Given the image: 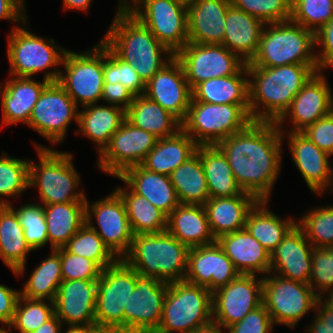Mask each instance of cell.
Returning a JSON list of instances; mask_svg holds the SVG:
<instances>
[{
	"label": "cell",
	"instance_id": "obj_1",
	"mask_svg": "<svg viewBox=\"0 0 333 333\" xmlns=\"http://www.w3.org/2000/svg\"><path fill=\"white\" fill-rule=\"evenodd\" d=\"M284 140L275 122L252 121L216 146L225 155L241 189L258 200L269 201L281 171Z\"/></svg>",
	"mask_w": 333,
	"mask_h": 333
},
{
	"label": "cell",
	"instance_id": "obj_2",
	"mask_svg": "<svg viewBox=\"0 0 333 333\" xmlns=\"http://www.w3.org/2000/svg\"><path fill=\"white\" fill-rule=\"evenodd\" d=\"M247 68L250 117L252 121L263 122H276L303 86L319 72L318 65L305 64Z\"/></svg>",
	"mask_w": 333,
	"mask_h": 333
},
{
	"label": "cell",
	"instance_id": "obj_3",
	"mask_svg": "<svg viewBox=\"0 0 333 333\" xmlns=\"http://www.w3.org/2000/svg\"><path fill=\"white\" fill-rule=\"evenodd\" d=\"M101 39L119 59L134 66L145 84L174 56L126 9L116 10Z\"/></svg>",
	"mask_w": 333,
	"mask_h": 333
},
{
	"label": "cell",
	"instance_id": "obj_4",
	"mask_svg": "<svg viewBox=\"0 0 333 333\" xmlns=\"http://www.w3.org/2000/svg\"><path fill=\"white\" fill-rule=\"evenodd\" d=\"M188 251L187 245L167 231L136 234L122 259L142 277L172 283L185 279Z\"/></svg>",
	"mask_w": 333,
	"mask_h": 333
},
{
	"label": "cell",
	"instance_id": "obj_5",
	"mask_svg": "<svg viewBox=\"0 0 333 333\" xmlns=\"http://www.w3.org/2000/svg\"><path fill=\"white\" fill-rule=\"evenodd\" d=\"M34 146L39 162L30 159L29 188L38 189L41 205L85 202L84 190L78 189L80 177L72 162V154L35 142Z\"/></svg>",
	"mask_w": 333,
	"mask_h": 333
},
{
	"label": "cell",
	"instance_id": "obj_6",
	"mask_svg": "<svg viewBox=\"0 0 333 333\" xmlns=\"http://www.w3.org/2000/svg\"><path fill=\"white\" fill-rule=\"evenodd\" d=\"M315 33L294 22L267 23L259 48L247 67L317 65Z\"/></svg>",
	"mask_w": 333,
	"mask_h": 333
},
{
	"label": "cell",
	"instance_id": "obj_7",
	"mask_svg": "<svg viewBox=\"0 0 333 333\" xmlns=\"http://www.w3.org/2000/svg\"><path fill=\"white\" fill-rule=\"evenodd\" d=\"M26 22L27 20L22 24L23 27L14 25L7 36L6 54L10 65L9 75L33 78V75L45 70L43 78L50 82H57L61 72L58 66L62 65L68 49L56 45L54 39L47 40L29 32V29H25ZM49 68L52 71H49Z\"/></svg>",
	"mask_w": 333,
	"mask_h": 333
},
{
	"label": "cell",
	"instance_id": "obj_8",
	"mask_svg": "<svg viewBox=\"0 0 333 333\" xmlns=\"http://www.w3.org/2000/svg\"><path fill=\"white\" fill-rule=\"evenodd\" d=\"M212 322V293L181 280L168 284L160 326L154 333H192Z\"/></svg>",
	"mask_w": 333,
	"mask_h": 333
},
{
	"label": "cell",
	"instance_id": "obj_9",
	"mask_svg": "<svg viewBox=\"0 0 333 333\" xmlns=\"http://www.w3.org/2000/svg\"><path fill=\"white\" fill-rule=\"evenodd\" d=\"M251 122L250 115L240 105L191 101L182 129L198 145H216Z\"/></svg>",
	"mask_w": 333,
	"mask_h": 333
},
{
	"label": "cell",
	"instance_id": "obj_10",
	"mask_svg": "<svg viewBox=\"0 0 333 333\" xmlns=\"http://www.w3.org/2000/svg\"><path fill=\"white\" fill-rule=\"evenodd\" d=\"M58 83L79 107L101 101L103 76V42L98 41L90 50L74 52L67 50ZM65 73V74H64Z\"/></svg>",
	"mask_w": 333,
	"mask_h": 333
},
{
	"label": "cell",
	"instance_id": "obj_11",
	"mask_svg": "<svg viewBox=\"0 0 333 333\" xmlns=\"http://www.w3.org/2000/svg\"><path fill=\"white\" fill-rule=\"evenodd\" d=\"M263 305L277 324L295 328L310 311L315 310L319 297L310 284L288 280L274 273L263 276Z\"/></svg>",
	"mask_w": 333,
	"mask_h": 333
},
{
	"label": "cell",
	"instance_id": "obj_12",
	"mask_svg": "<svg viewBox=\"0 0 333 333\" xmlns=\"http://www.w3.org/2000/svg\"><path fill=\"white\" fill-rule=\"evenodd\" d=\"M127 10L174 56L188 43L185 3L179 0H136Z\"/></svg>",
	"mask_w": 333,
	"mask_h": 333
},
{
	"label": "cell",
	"instance_id": "obj_13",
	"mask_svg": "<svg viewBox=\"0 0 333 333\" xmlns=\"http://www.w3.org/2000/svg\"><path fill=\"white\" fill-rule=\"evenodd\" d=\"M138 276V272L123 259L102 270L96 280V325L115 327L124 332V309L136 287Z\"/></svg>",
	"mask_w": 333,
	"mask_h": 333
},
{
	"label": "cell",
	"instance_id": "obj_14",
	"mask_svg": "<svg viewBox=\"0 0 333 333\" xmlns=\"http://www.w3.org/2000/svg\"><path fill=\"white\" fill-rule=\"evenodd\" d=\"M79 108L58 82H50L33 107L27 126L57 145L64 141L72 120L78 125Z\"/></svg>",
	"mask_w": 333,
	"mask_h": 333
},
{
	"label": "cell",
	"instance_id": "obj_15",
	"mask_svg": "<svg viewBox=\"0 0 333 333\" xmlns=\"http://www.w3.org/2000/svg\"><path fill=\"white\" fill-rule=\"evenodd\" d=\"M85 217L86 223L96 231L118 259H122L129 252L133 232L123 199L115 190L92 203L86 198ZM92 217L96 219L98 227L93 224Z\"/></svg>",
	"mask_w": 333,
	"mask_h": 333
},
{
	"label": "cell",
	"instance_id": "obj_16",
	"mask_svg": "<svg viewBox=\"0 0 333 333\" xmlns=\"http://www.w3.org/2000/svg\"><path fill=\"white\" fill-rule=\"evenodd\" d=\"M263 276L239 274L233 281L212 293L213 323L224 329L241 321L263 304ZM226 329V330H225Z\"/></svg>",
	"mask_w": 333,
	"mask_h": 333
},
{
	"label": "cell",
	"instance_id": "obj_17",
	"mask_svg": "<svg viewBox=\"0 0 333 333\" xmlns=\"http://www.w3.org/2000/svg\"><path fill=\"white\" fill-rule=\"evenodd\" d=\"M175 57L192 90L203 81L235 75L246 63L222 44L188 42Z\"/></svg>",
	"mask_w": 333,
	"mask_h": 333
},
{
	"label": "cell",
	"instance_id": "obj_18",
	"mask_svg": "<svg viewBox=\"0 0 333 333\" xmlns=\"http://www.w3.org/2000/svg\"><path fill=\"white\" fill-rule=\"evenodd\" d=\"M157 140L153 134L135 127L125 119L98 155L96 165L104 173L117 177L125 169L141 165Z\"/></svg>",
	"mask_w": 333,
	"mask_h": 333
},
{
	"label": "cell",
	"instance_id": "obj_19",
	"mask_svg": "<svg viewBox=\"0 0 333 333\" xmlns=\"http://www.w3.org/2000/svg\"><path fill=\"white\" fill-rule=\"evenodd\" d=\"M168 284L155 278L137 277L124 309V333H154L158 329Z\"/></svg>",
	"mask_w": 333,
	"mask_h": 333
},
{
	"label": "cell",
	"instance_id": "obj_20",
	"mask_svg": "<svg viewBox=\"0 0 333 333\" xmlns=\"http://www.w3.org/2000/svg\"><path fill=\"white\" fill-rule=\"evenodd\" d=\"M333 111V93L322 71L316 72L294 97L285 113L275 122L281 132H302ZM290 130L284 131L287 120Z\"/></svg>",
	"mask_w": 333,
	"mask_h": 333
},
{
	"label": "cell",
	"instance_id": "obj_21",
	"mask_svg": "<svg viewBox=\"0 0 333 333\" xmlns=\"http://www.w3.org/2000/svg\"><path fill=\"white\" fill-rule=\"evenodd\" d=\"M144 95L181 122L187 116L192 90L180 61L173 56L146 84Z\"/></svg>",
	"mask_w": 333,
	"mask_h": 333
},
{
	"label": "cell",
	"instance_id": "obj_22",
	"mask_svg": "<svg viewBox=\"0 0 333 333\" xmlns=\"http://www.w3.org/2000/svg\"><path fill=\"white\" fill-rule=\"evenodd\" d=\"M286 134L281 132L283 139L287 137L292 161L310 192L318 196L326 190L332 191L333 168L329 163L331 155L318 148L302 132H286Z\"/></svg>",
	"mask_w": 333,
	"mask_h": 333
},
{
	"label": "cell",
	"instance_id": "obj_23",
	"mask_svg": "<svg viewBox=\"0 0 333 333\" xmlns=\"http://www.w3.org/2000/svg\"><path fill=\"white\" fill-rule=\"evenodd\" d=\"M239 274L217 241L189 248L185 281L204 286L213 293Z\"/></svg>",
	"mask_w": 333,
	"mask_h": 333
},
{
	"label": "cell",
	"instance_id": "obj_24",
	"mask_svg": "<svg viewBox=\"0 0 333 333\" xmlns=\"http://www.w3.org/2000/svg\"><path fill=\"white\" fill-rule=\"evenodd\" d=\"M96 280H63L54 300L55 315L68 328L95 326Z\"/></svg>",
	"mask_w": 333,
	"mask_h": 333
},
{
	"label": "cell",
	"instance_id": "obj_25",
	"mask_svg": "<svg viewBox=\"0 0 333 333\" xmlns=\"http://www.w3.org/2000/svg\"><path fill=\"white\" fill-rule=\"evenodd\" d=\"M313 249L303 230L295 224L270 253V273L309 284Z\"/></svg>",
	"mask_w": 333,
	"mask_h": 333
},
{
	"label": "cell",
	"instance_id": "obj_26",
	"mask_svg": "<svg viewBox=\"0 0 333 333\" xmlns=\"http://www.w3.org/2000/svg\"><path fill=\"white\" fill-rule=\"evenodd\" d=\"M50 83L47 79L40 82L30 77L11 76L0 84L2 107V126L28 124L33 107L39 100L44 88Z\"/></svg>",
	"mask_w": 333,
	"mask_h": 333
},
{
	"label": "cell",
	"instance_id": "obj_27",
	"mask_svg": "<svg viewBox=\"0 0 333 333\" xmlns=\"http://www.w3.org/2000/svg\"><path fill=\"white\" fill-rule=\"evenodd\" d=\"M231 0H196L187 5L188 42L222 44Z\"/></svg>",
	"mask_w": 333,
	"mask_h": 333
},
{
	"label": "cell",
	"instance_id": "obj_28",
	"mask_svg": "<svg viewBox=\"0 0 333 333\" xmlns=\"http://www.w3.org/2000/svg\"><path fill=\"white\" fill-rule=\"evenodd\" d=\"M216 241L240 274L266 276L270 272V253L246 228L224 234Z\"/></svg>",
	"mask_w": 333,
	"mask_h": 333
},
{
	"label": "cell",
	"instance_id": "obj_29",
	"mask_svg": "<svg viewBox=\"0 0 333 333\" xmlns=\"http://www.w3.org/2000/svg\"><path fill=\"white\" fill-rule=\"evenodd\" d=\"M117 178L167 216L180 204L170 176L135 165L125 169Z\"/></svg>",
	"mask_w": 333,
	"mask_h": 333
},
{
	"label": "cell",
	"instance_id": "obj_30",
	"mask_svg": "<svg viewBox=\"0 0 333 333\" xmlns=\"http://www.w3.org/2000/svg\"><path fill=\"white\" fill-rule=\"evenodd\" d=\"M265 23L231 5L225 18L222 45L246 64L255 57Z\"/></svg>",
	"mask_w": 333,
	"mask_h": 333
},
{
	"label": "cell",
	"instance_id": "obj_31",
	"mask_svg": "<svg viewBox=\"0 0 333 333\" xmlns=\"http://www.w3.org/2000/svg\"><path fill=\"white\" fill-rule=\"evenodd\" d=\"M258 201L245 191L233 197L209 198L204 208L215 239L245 228L248 212Z\"/></svg>",
	"mask_w": 333,
	"mask_h": 333
},
{
	"label": "cell",
	"instance_id": "obj_32",
	"mask_svg": "<svg viewBox=\"0 0 333 333\" xmlns=\"http://www.w3.org/2000/svg\"><path fill=\"white\" fill-rule=\"evenodd\" d=\"M191 101L236 104L250 115L247 65L245 64L235 75L209 79L196 85L192 89Z\"/></svg>",
	"mask_w": 333,
	"mask_h": 333
},
{
	"label": "cell",
	"instance_id": "obj_33",
	"mask_svg": "<svg viewBox=\"0 0 333 333\" xmlns=\"http://www.w3.org/2000/svg\"><path fill=\"white\" fill-rule=\"evenodd\" d=\"M166 231L189 248L216 242L204 205L179 204L167 216Z\"/></svg>",
	"mask_w": 333,
	"mask_h": 333
},
{
	"label": "cell",
	"instance_id": "obj_34",
	"mask_svg": "<svg viewBox=\"0 0 333 333\" xmlns=\"http://www.w3.org/2000/svg\"><path fill=\"white\" fill-rule=\"evenodd\" d=\"M97 104L87 105L79 110V129L75 130V134L82 133L94 142L99 155L125 120L126 110L115 105Z\"/></svg>",
	"mask_w": 333,
	"mask_h": 333
},
{
	"label": "cell",
	"instance_id": "obj_35",
	"mask_svg": "<svg viewBox=\"0 0 333 333\" xmlns=\"http://www.w3.org/2000/svg\"><path fill=\"white\" fill-rule=\"evenodd\" d=\"M31 251L16 212L9 205H0V258L15 276L24 275Z\"/></svg>",
	"mask_w": 333,
	"mask_h": 333
},
{
	"label": "cell",
	"instance_id": "obj_36",
	"mask_svg": "<svg viewBox=\"0 0 333 333\" xmlns=\"http://www.w3.org/2000/svg\"><path fill=\"white\" fill-rule=\"evenodd\" d=\"M198 146L181 129L173 136L158 139L141 165L149 171L170 176L175 169L196 153Z\"/></svg>",
	"mask_w": 333,
	"mask_h": 333
},
{
	"label": "cell",
	"instance_id": "obj_37",
	"mask_svg": "<svg viewBox=\"0 0 333 333\" xmlns=\"http://www.w3.org/2000/svg\"><path fill=\"white\" fill-rule=\"evenodd\" d=\"M125 119L158 139L173 136L182 129V122L176 116L145 95L135 96L126 109Z\"/></svg>",
	"mask_w": 333,
	"mask_h": 333
},
{
	"label": "cell",
	"instance_id": "obj_38",
	"mask_svg": "<svg viewBox=\"0 0 333 333\" xmlns=\"http://www.w3.org/2000/svg\"><path fill=\"white\" fill-rule=\"evenodd\" d=\"M51 250L64 247L86 223L85 202L42 205Z\"/></svg>",
	"mask_w": 333,
	"mask_h": 333
},
{
	"label": "cell",
	"instance_id": "obj_39",
	"mask_svg": "<svg viewBox=\"0 0 333 333\" xmlns=\"http://www.w3.org/2000/svg\"><path fill=\"white\" fill-rule=\"evenodd\" d=\"M196 153L204 168L210 198L233 197L243 192L225 155L216 145H199Z\"/></svg>",
	"mask_w": 333,
	"mask_h": 333
},
{
	"label": "cell",
	"instance_id": "obj_40",
	"mask_svg": "<svg viewBox=\"0 0 333 333\" xmlns=\"http://www.w3.org/2000/svg\"><path fill=\"white\" fill-rule=\"evenodd\" d=\"M267 200H259L248 212L245 228L269 252L282 242L283 237L296 224L290 216L281 219L267 207Z\"/></svg>",
	"mask_w": 333,
	"mask_h": 333
},
{
	"label": "cell",
	"instance_id": "obj_41",
	"mask_svg": "<svg viewBox=\"0 0 333 333\" xmlns=\"http://www.w3.org/2000/svg\"><path fill=\"white\" fill-rule=\"evenodd\" d=\"M180 204L204 205L210 198L204 168L195 153L170 174Z\"/></svg>",
	"mask_w": 333,
	"mask_h": 333
},
{
	"label": "cell",
	"instance_id": "obj_42",
	"mask_svg": "<svg viewBox=\"0 0 333 333\" xmlns=\"http://www.w3.org/2000/svg\"><path fill=\"white\" fill-rule=\"evenodd\" d=\"M114 189L123 199L133 235L166 231L167 215L127 185Z\"/></svg>",
	"mask_w": 333,
	"mask_h": 333
},
{
	"label": "cell",
	"instance_id": "obj_43",
	"mask_svg": "<svg viewBox=\"0 0 333 333\" xmlns=\"http://www.w3.org/2000/svg\"><path fill=\"white\" fill-rule=\"evenodd\" d=\"M49 257L35 267L23 285L20 296L28 299L54 302L59 285L63 281L60 248L50 251Z\"/></svg>",
	"mask_w": 333,
	"mask_h": 333
},
{
	"label": "cell",
	"instance_id": "obj_44",
	"mask_svg": "<svg viewBox=\"0 0 333 333\" xmlns=\"http://www.w3.org/2000/svg\"><path fill=\"white\" fill-rule=\"evenodd\" d=\"M64 248L71 254L95 261L102 269L113 265L118 260L87 223L78 230Z\"/></svg>",
	"mask_w": 333,
	"mask_h": 333
},
{
	"label": "cell",
	"instance_id": "obj_45",
	"mask_svg": "<svg viewBox=\"0 0 333 333\" xmlns=\"http://www.w3.org/2000/svg\"><path fill=\"white\" fill-rule=\"evenodd\" d=\"M0 155V205H9L6 197L21 196L29 188V159H19L8 156L6 152ZM15 196V197H14ZM4 198V199H3Z\"/></svg>",
	"mask_w": 333,
	"mask_h": 333
},
{
	"label": "cell",
	"instance_id": "obj_46",
	"mask_svg": "<svg viewBox=\"0 0 333 333\" xmlns=\"http://www.w3.org/2000/svg\"><path fill=\"white\" fill-rule=\"evenodd\" d=\"M298 219L296 224L313 247H333V205L312 208Z\"/></svg>",
	"mask_w": 333,
	"mask_h": 333
},
{
	"label": "cell",
	"instance_id": "obj_47",
	"mask_svg": "<svg viewBox=\"0 0 333 333\" xmlns=\"http://www.w3.org/2000/svg\"><path fill=\"white\" fill-rule=\"evenodd\" d=\"M54 314V302L28 299L20 296L12 322L8 327L10 330L14 329L20 333H31L43 325Z\"/></svg>",
	"mask_w": 333,
	"mask_h": 333
},
{
	"label": "cell",
	"instance_id": "obj_48",
	"mask_svg": "<svg viewBox=\"0 0 333 333\" xmlns=\"http://www.w3.org/2000/svg\"><path fill=\"white\" fill-rule=\"evenodd\" d=\"M103 76L104 84L121 83L134 96L144 95L145 83L136 73L134 66L119 59L104 43Z\"/></svg>",
	"mask_w": 333,
	"mask_h": 333
},
{
	"label": "cell",
	"instance_id": "obj_49",
	"mask_svg": "<svg viewBox=\"0 0 333 333\" xmlns=\"http://www.w3.org/2000/svg\"><path fill=\"white\" fill-rule=\"evenodd\" d=\"M291 21L316 33L333 17V0H291Z\"/></svg>",
	"mask_w": 333,
	"mask_h": 333
},
{
	"label": "cell",
	"instance_id": "obj_50",
	"mask_svg": "<svg viewBox=\"0 0 333 333\" xmlns=\"http://www.w3.org/2000/svg\"><path fill=\"white\" fill-rule=\"evenodd\" d=\"M9 204L16 212L20 224L24 230L26 243L34 251L47 245V225L42 205L37 203H27L21 205L18 209Z\"/></svg>",
	"mask_w": 333,
	"mask_h": 333
},
{
	"label": "cell",
	"instance_id": "obj_51",
	"mask_svg": "<svg viewBox=\"0 0 333 333\" xmlns=\"http://www.w3.org/2000/svg\"><path fill=\"white\" fill-rule=\"evenodd\" d=\"M231 4L265 24L291 19V0H231Z\"/></svg>",
	"mask_w": 333,
	"mask_h": 333
},
{
	"label": "cell",
	"instance_id": "obj_52",
	"mask_svg": "<svg viewBox=\"0 0 333 333\" xmlns=\"http://www.w3.org/2000/svg\"><path fill=\"white\" fill-rule=\"evenodd\" d=\"M309 284L318 297L333 289V247H314Z\"/></svg>",
	"mask_w": 333,
	"mask_h": 333
},
{
	"label": "cell",
	"instance_id": "obj_53",
	"mask_svg": "<svg viewBox=\"0 0 333 333\" xmlns=\"http://www.w3.org/2000/svg\"><path fill=\"white\" fill-rule=\"evenodd\" d=\"M61 271L63 280H97L102 268L93 260L69 253L60 248Z\"/></svg>",
	"mask_w": 333,
	"mask_h": 333
},
{
	"label": "cell",
	"instance_id": "obj_54",
	"mask_svg": "<svg viewBox=\"0 0 333 333\" xmlns=\"http://www.w3.org/2000/svg\"><path fill=\"white\" fill-rule=\"evenodd\" d=\"M274 324L267 309L262 304L249 312L241 321L227 328L228 333H271Z\"/></svg>",
	"mask_w": 333,
	"mask_h": 333
},
{
	"label": "cell",
	"instance_id": "obj_55",
	"mask_svg": "<svg viewBox=\"0 0 333 333\" xmlns=\"http://www.w3.org/2000/svg\"><path fill=\"white\" fill-rule=\"evenodd\" d=\"M318 148L333 156V111L302 131Z\"/></svg>",
	"mask_w": 333,
	"mask_h": 333
},
{
	"label": "cell",
	"instance_id": "obj_56",
	"mask_svg": "<svg viewBox=\"0 0 333 333\" xmlns=\"http://www.w3.org/2000/svg\"><path fill=\"white\" fill-rule=\"evenodd\" d=\"M315 43L321 45L320 53L315 51L319 71H326V68L333 67V17L315 33Z\"/></svg>",
	"mask_w": 333,
	"mask_h": 333
},
{
	"label": "cell",
	"instance_id": "obj_57",
	"mask_svg": "<svg viewBox=\"0 0 333 333\" xmlns=\"http://www.w3.org/2000/svg\"><path fill=\"white\" fill-rule=\"evenodd\" d=\"M135 96L121 83L103 84L101 100L109 105H115L126 110Z\"/></svg>",
	"mask_w": 333,
	"mask_h": 333
},
{
	"label": "cell",
	"instance_id": "obj_58",
	"mask_svg": "<svg viewBox=\"0 0 333 333\" xmlns=\"http://www.w3.org/2000/svg\"><path fill=\"white\" fill-rule=\"evenodd\" d=\"M20 291L0 284V324L9 326L12 322Z\"/></svg>",
	"mask_w": 333,
	"mask_h": 333
},
{
	"label": "cell",
	"instance_id": "obj_59",
	"mask_svg": "<svg viewBox=\"0 0 333 333\" xmlns=\"http://www.w3.org/2000/svg\"><path fill=\"white\" fill-rule=\"evenodd\" d=\"M315 311L314 320L305 331L307 333H333V311L328 309L320 299L316 302Z\"/></svg>",
	"mask_w": 333,
	"mask_h": 333
},
{
	"label": "cell",
	"instance_id": "obj_60",
	"mask_svg": "<svg viewBox=\"0 0 333 333\" xmlns=\"http://www.w3.org/2000/svg\"><path fill=\"white\" fill-rule=\"evenodd\" d=\"M24 0H0V20L23 24L27 20Z\"/></svg>",
	"mask_w": 333,
	"mask_h": 333
},
{
	"label": "cell",
	"instance_id": "obj_61",
	"mask_svg": "<svg viewBox=\"0 0 333 333\" xmlns=\"http://www.w3.org/2000/svg\"><path fill=\"white\" fill-rule=\"evenodd\" d=\"M61 320L54 314L43 325L31 333H63L64 329ZM62 328V329H61Z\"/></svg>",
	"mask_w": 333,
	"mask_h": 333
},
{
	"label": "cell",
	"instance_id": "obj_62",
	"mask_svg": "<svg viewBox=\"0 0 333 333\" xmlns=\"http://www.w3.org/2000/svg\"><path fill=\"white\" fill-rule=\"evenodd\" d=\"M93 0H63L64 10L87 12Z\"/></svg>",
	"mask_w": 333,
	"mask_h": 333
},
{
	"label": "cell",
	"instance_id": "obj_63",
	"mask_svg": "<svg viewBox=\"0 0 333 333\" xmlns=\"http://www.w3.org/2000/svg\"><path fill=\"white\" fill-rule=\"evenodd\" d=\"M88 333H124V332L115 327L95 325L88 327Z\"/></svg>",
	"mask_w": 333,
	"mask_h": 333
},
{
	"label": "cell",
	"instance_id": "obj_64",
	"mask_svg": "<svg viewBox=\"0 0 333 333\" xmlns=\"http://www.w3.org/2000/svg\"><path fill=\"white\" fill-rule=\"evenodd\" d=\"M221 328H222L221 326L212 322L211 324H209L205 327H201L192 333H223ZM225 333H228V330Z\"/></svg>",
	"mask_w": 333,
	"mask_h": 333
},
{
	"label": "cell",
	"instance_id": "obj_65",
	"mask_svg": "<svg viewBox=\"0 0 333 333\" xmlns=\"http://www.w3.org/2000/svg\"><path fill=\"white\" fill-rule=\"evenodd\" d=\"M319 299L328 309L333 311V289L325 291L321 296H319Z\"/></svg>",
	"mask_w": 333,
	"mask_h": 333
},
{
	"label": "cell",
	"instance_id": "obj_66",
	"mask_svg": "<svg viewBox=\"0 0 333 333\" xmlns=\"http://www.w3.org/2000/svg\"><path fill=\"white\" fill-rule=\"evenodd\" d=\"M118 6L117 9H121V10H127L130 7V4L132 5V3H134L136 0H132L131 2L128 0H118Z\"/></svg>",
	"mask_w": 333,
	"mask_h": 333
},
{
	"label": "cell",
	"instance_id": "obj_67",
	"mask_svg": "<svg viewBox=\"0 0 333 333\" xmlns=\"http://www.w3.org/2000/svg\"><path fill=\"white\" fill-rule=\"evenodd\" d=\"M63 333H88V327L86 328H67Z\"/></svg>",
	"mask_w": 333,
	"mask_h": 333
},
{
	"label": "cell",
	"instance_id": "obj_68",
	"mask_svg": "<svg viewBox=\"0 0 333 333\" xmlns=\"http://www.w3.org/2000/svg\"><path fill=\"white\" fill-rule=\"evenodd\" d=\"M9 330V327H7V329L4 328V326L0 327V333H13L12 330H10L11 332Z\"/></svg>",
	"mask_w": 333,
	"mask_h": 333
},
{
	"label": "cell",
	"instance_id": "obj_69",
	"mask_svg": "<svg viewBox=\"0 0 333 333\" xmlns=\"http://www.w3.org/2000/svg\"><path fill=\"white\" fill-rule=\"evenodd\" d=\"M179 1H181V2L185 3L186 5H188L191 2L196 1V0H179Z\"/></svg>",
	"mask_w": 333,
	"mask_h": 333
}]
</instances>
